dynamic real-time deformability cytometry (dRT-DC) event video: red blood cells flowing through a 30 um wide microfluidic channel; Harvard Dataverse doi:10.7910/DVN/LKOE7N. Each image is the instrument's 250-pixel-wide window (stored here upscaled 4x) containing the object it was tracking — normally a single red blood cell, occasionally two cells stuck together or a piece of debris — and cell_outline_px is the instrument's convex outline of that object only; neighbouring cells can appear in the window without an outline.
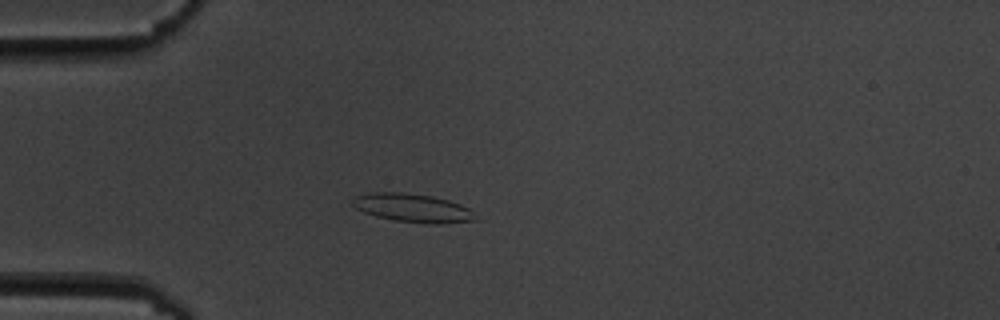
{"species": "common noctule bat (a hibernating species)", "species_latin": "Nyctalus noctula", "temperature_condition": "cold", "stored_images_in_passage": 5, "camera_frame_rate_fps": 3000, "um_per_image_px": 0.085, "animal": {"sex": "male", "body_mass_g": 19.5, "forearm_length_mm": 54.6}, "frame": {"image": 1, "passage_image": 5, "time_ms": 4.667, "image_size_px": [1000, 320], "cell_outline_px": [[476, 220], [440, 224], [428, 224], [396, 220], [376, 216], [364, 212], [356, 208], [352, 204], [352, 200], [356, 196], [368, 192], [400, 192], [432, 196], [448, 200], [460, 204], [468, 208], [472, 212]], "centroid_in_image_um": [35.05, 17.67], "position_along_channel_um": 49.9, "area_um2": 20.23}}